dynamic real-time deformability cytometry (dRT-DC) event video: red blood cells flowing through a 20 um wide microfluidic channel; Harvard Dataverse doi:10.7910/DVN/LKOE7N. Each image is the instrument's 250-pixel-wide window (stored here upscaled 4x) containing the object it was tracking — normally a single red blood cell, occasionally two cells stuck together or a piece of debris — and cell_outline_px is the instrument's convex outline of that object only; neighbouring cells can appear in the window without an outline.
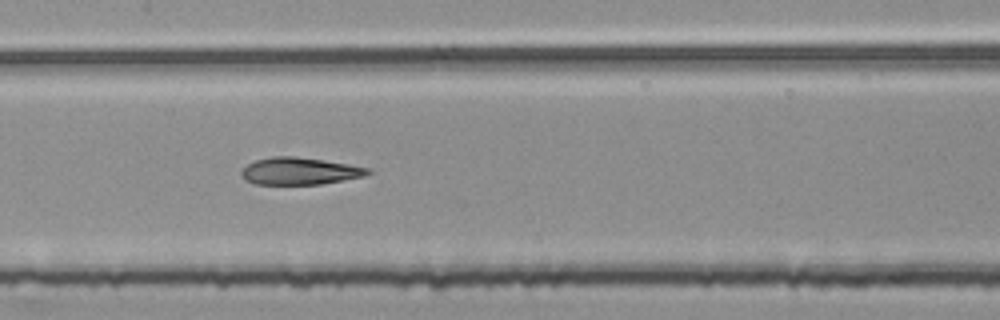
{"species": "common noctule bat (a hibernating species)", "species_latin": "Nyctalus noctula", "temperature_condition": "room temperature", "stored_images_in_passage": 54, "segment_of_instrument_passage": [2, 2], "camera_frame_rate_fps": 3000, "um_per_image_px": 0.085, "animal": {"sex": "female", "body_mass_g": 25.1}, "frame": {"image": 1, "passage_image": 26, "time_ms": 8.333, "image_size_px": [1000, 320], "cell_outline_px": [[372, 172], [364, 176], [320, 184], [256, 184], [244, 180], [240, 176], [240, 172], [248, 164], [256, 160], [272, 156], [296, 156], [324, 160], [372, 168]], "centroid_in_image_um": [25.47, 14.54], "position_along_channel_um": 181.9, "area_um2": 20.06}}
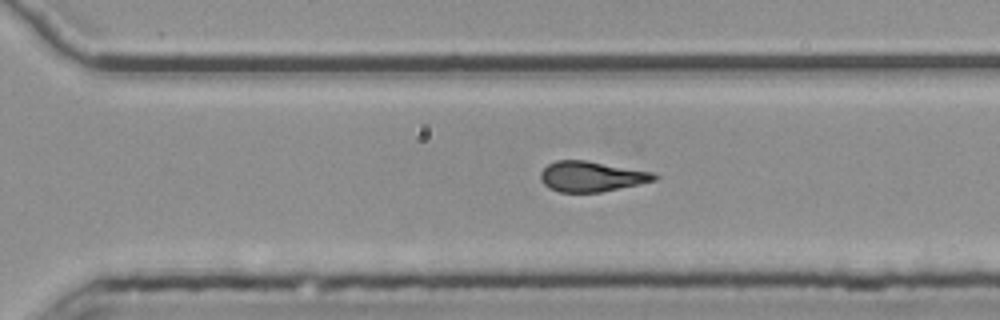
{"frame": {"image": 2, "passage_image": 37, "time_ms": 12.0, "image_size_px": [1000, 320], "cell_outline_px": [[660, 176], [656, 180], [600, 192], [560, 192], [548, 188], [540, 180], [540, 172], [548, 164], [556, 160], [584, 160], [656, 172]], "centroid_in_image_um": [50.28, 14.99], "position_along_channel_um": 320.3, "area_um2": 20.17}}
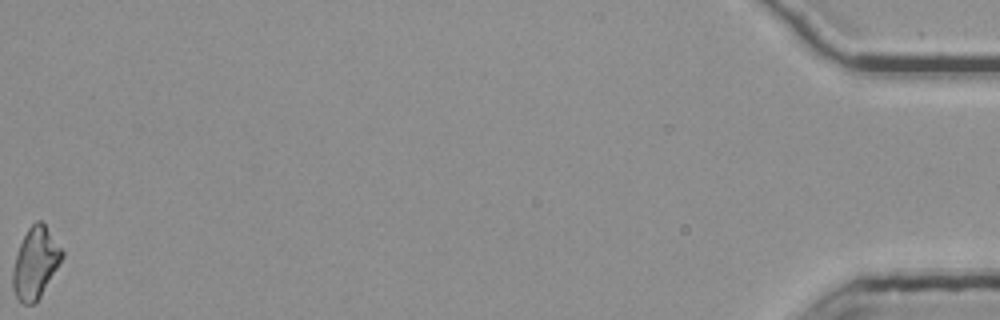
{"frame": {"image": 3, "passage_image": 54, "time_ms": 17.667, "image_size_px": [1000, 320], "cell_outline_px": [[64, 256], [40, 296], [32, 304], [24, 304], [16, 296], [12, 288], [12, 268], [20, 244], [28, 228], [36, 220], [40, 220], [44, 224], [64, 252]], "centroid_in_image_um": [2.99, 22.34], "position_along_channel_um": 432.2, "area_um2": 20.0}}